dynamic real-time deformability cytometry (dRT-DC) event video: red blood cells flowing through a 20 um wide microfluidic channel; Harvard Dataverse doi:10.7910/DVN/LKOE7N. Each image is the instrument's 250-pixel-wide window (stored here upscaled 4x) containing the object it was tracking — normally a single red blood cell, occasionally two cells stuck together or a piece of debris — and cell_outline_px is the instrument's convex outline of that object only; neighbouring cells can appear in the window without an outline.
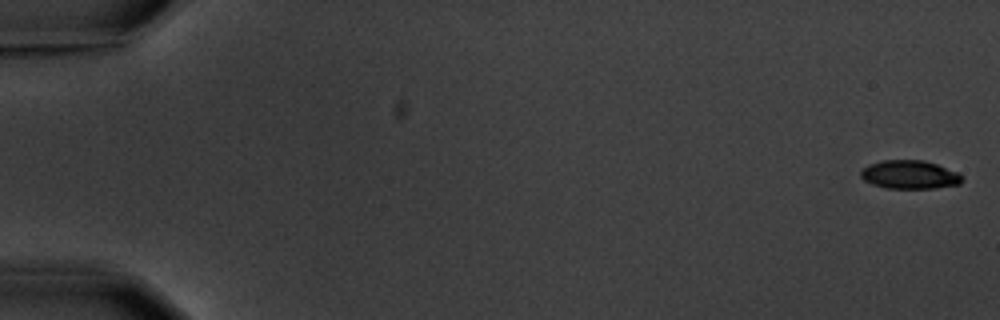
{"species": "common noctule bat (a hibernating species)", "species_latin": "Nyctalus noctula", "temperature_condition": "warm", "stored_images_in_passage": 4, "camera_frame_rate_fps": 3000, "um_per_image_px": 0.085, "animal": {"sex": "male", "body_mass_g": 20.1, "forearm_length_mm": 53.5}, "frame": {"image": 1, "passage_image": 1, "time_ms": 0.0, "image_size_px": [1000, 320], "cell_outline_px": [[964, 180], [960, 184], [936, 188], [888, 188], [872, 184], [864, 180], [860, 176], [860, 172], [868, 164], [884, 160], [924, 160], [936, 164], [956, 172], [964, 176]], "centroid_in_image_um": [77.33, 14.84], "position_along_channel_um": 7.7, "area_um2": 16.82}}